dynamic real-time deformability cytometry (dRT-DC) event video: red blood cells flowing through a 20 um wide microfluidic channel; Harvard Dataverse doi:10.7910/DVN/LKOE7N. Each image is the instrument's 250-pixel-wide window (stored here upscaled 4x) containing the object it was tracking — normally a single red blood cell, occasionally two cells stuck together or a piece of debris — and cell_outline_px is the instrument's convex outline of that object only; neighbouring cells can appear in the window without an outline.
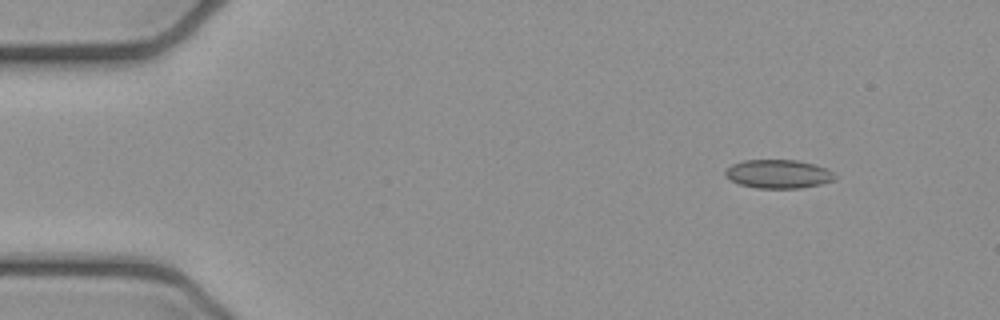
{"species": "common noctule bat (a hibernating species)", "species_latin": "Nyctalus noctula", "temperature_condition": "cold", "stored_images_in_passage": 47, "camera_frame_rate_fps": 3000, "um_per_image_px": 0.085, "animal": {"sex": "female", "body_mass_g": 21.9}, "frame": {"image": 1, "passage_image": 1, "time_ms": 0.0, "image_size_px": [1000, 320], "cell_outline_px": [[836, 176], [832, 180], [820, 184], [800, 188], [756, 188], [740, 184], [724, 176], [724, 172], [732, 164], [744, 160], [796, 160], [812, 164], [824, 168], [832, 172]], "centroid_in_image_um": [66.11, 14.79], "position_along_channel_um": 18.9, "area_um2": 18.03}}
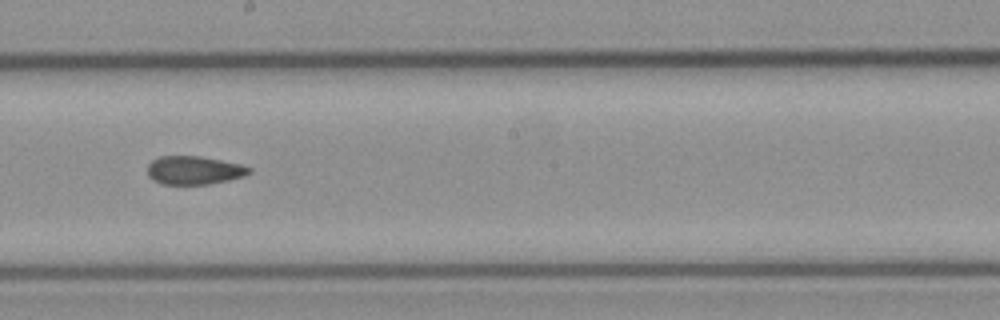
{"frame": {"image": 2, "passage_image": 24, "time_ms": 7.667, "image_size_px": [1000, 320], "cell_outline_px": [[252, 172], [244, 176], [228, 180], [208, 184], [160, 184], [152, 180], [148, 176], [148, 164], [152, 160], [160, 156], [200, 156], [244, 164], [252, 168]], "centroid_in_image_um": [16.52, 14.47], "position_along_channel_um": 231.7, "area_um2": 17.05}}
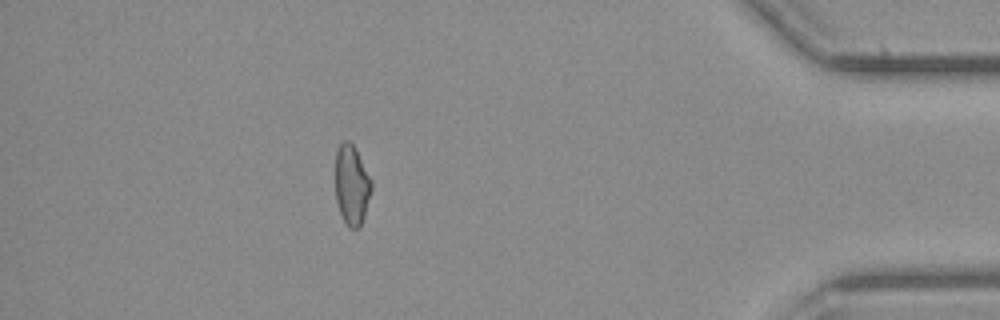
{"frame": {"image": 3, "passage_image": 41, "time_ms": 13.333, "image_size_px": [1000, 320], "cell_outline_px": [[372, 188], [364, 216], [360, 228], [348, 228], [340, 212], [336, 200], [336, 152], [340, 144], [344, 140], [348, 140], [356, 148], [372, 180]], "centroid_in_image_um": [29.91, 15.71], "position_along_channel_um": 405.3, "area_um2": 16.82}, "authors_computed_cell_mechanics": {"area_um2": 17.5712, "velocity_mm_per_s": 3.9504, "shape_relaxation_time_tau1_ms": null, "shape_relaxation_time_tau2_ms": 4.0132, "deformation_change_tau1": null, "deformation_change_tau2": 0.1102}}